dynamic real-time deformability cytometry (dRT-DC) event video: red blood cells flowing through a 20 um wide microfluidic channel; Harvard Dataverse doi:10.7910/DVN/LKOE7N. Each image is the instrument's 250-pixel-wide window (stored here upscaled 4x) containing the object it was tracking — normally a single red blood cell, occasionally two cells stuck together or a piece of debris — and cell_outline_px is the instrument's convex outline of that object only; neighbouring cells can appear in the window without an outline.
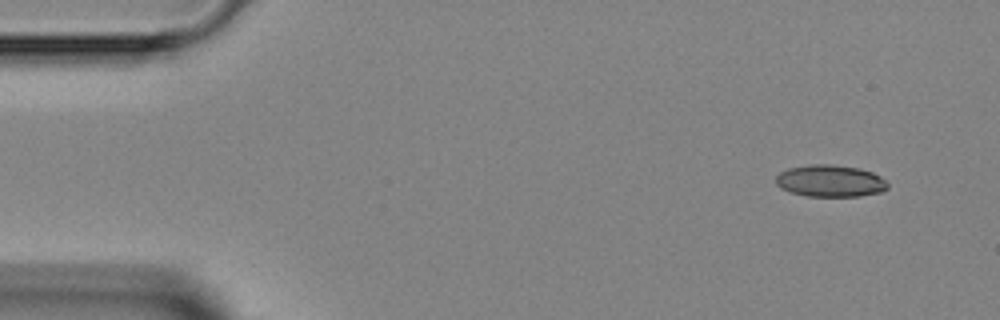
{"species": "Egyptian fruit bat (a non-hibernating species)", "species_latin": "Rousettus aegyptiacus", "temperature_condition": "room temperature", "stored_images_in_passage": 4, "camera_frame_rate_fps": 3000, "um_per_image_px": 0.085, "animal": {"sex": "female"}, "frame": {"image": 1, "passage_image": 1, "time_ms": 0.0, "image_size_px": [1000, 320], "cell_outline_px": [[888, 188], [880, 192], [860, 196], [808, 196], [792, 192], [780, 188], [776, 184], [776, 176], [780, 172], [788, 168], [808, 164], [832, 164], [860, 168], [872, 172], [880, 176], [888, 184]], "centroid_in_image_um": [70.56, 15.37], "position_along_channel_um": 14.4, "area_um2": 20.87}}
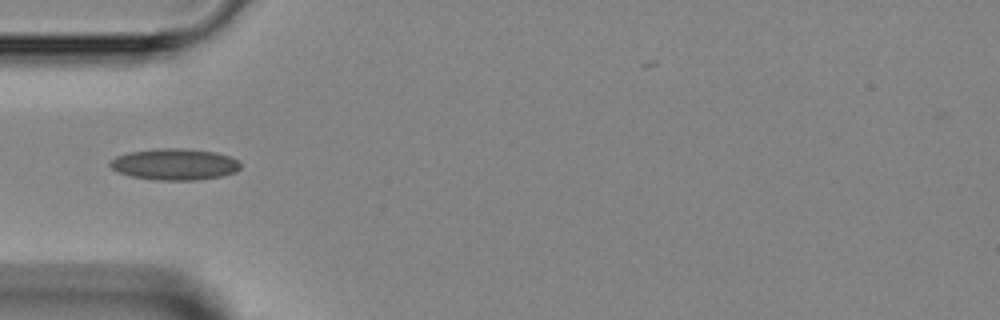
{"frame": {"image": 2, "passage_image": 3, "time_ms": 3.667, "image_size_px": [1000, 320], "cell_outline_px": [[240, 168], [236, 172], [224, 176], [196, 180], [156, 180], [132, 176], [120, 172], [112, 168], [108, 164], [116, 156], [128, 152], [156, 148], [184, 148], [216, 152], [228, 156], [236, 160], [240, 164]], "centroid_in_image_um": [14.86, 13.96], "position_along_channel_um": 70.1, "area_um2": 23.87}}
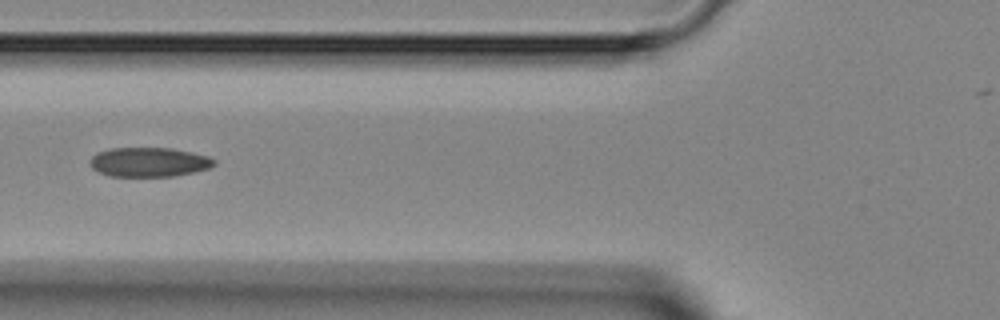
{"frame": {"image": 3, "passage_image": 4, "time_ms": 4.667, "image_size_px": [1000, 320], "cell_outline_px": [[216, 164], [208, 168], [192, 172], [172, 176], [112, 176], [100, 172], [92, 168], [88, 164], [88, 160], [96, 152], [112, 148], [172, 148], [192, 152], [208, 156], [216, 160]], "centroid_in_image_um": [12.64, 13.77], "position_along_channel_um": 113.2, "area_um2": 21.27}}